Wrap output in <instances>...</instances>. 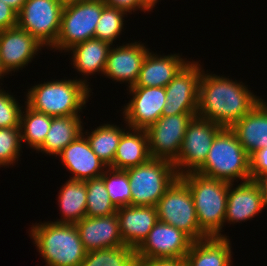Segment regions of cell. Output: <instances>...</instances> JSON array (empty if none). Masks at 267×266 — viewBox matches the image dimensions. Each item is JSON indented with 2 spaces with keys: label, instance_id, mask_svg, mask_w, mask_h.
I'll return each mask as SVG.
<instances>
[{
  "label": "cell",
  "instance_id": "37",
  "mask_svg": "<svg viewBox=\"0 0 267 266\" xmlns=\"http://www.w3.org/2000/svg\"><path fill=\"white\" fill-rule=\"evenodd\" d=\"M17 26V12L0 0V31Z\"/></svg>",
  "mask_w": 267,
  "mask_h": 266
},
{
  "label": "cell",
  "instance_id": "3",
  "mask_svg": "<svg viewBox=\"0 0 267 266\" xmlns=\"http://www.w3.org/2000/svg\"><path fill=\"white\" fill-rule=\"evenodd\" d=\"M92 89L77 79L44 81L28 89L25 103L53 117L81 115Z\"/></svg>",
  "mask_w": 267,
  "mask_h": 266
},
{
  "label": "cell",
  "instance_id": "19",
  "mask_svg": "<svg viewBox=\"0 0 267 266\" xmlns=\"http://www.w3.org/2000/svg\"><path fill=\"white\" fill-rule=\"evenodd\" d=\"M75 226L87 252L125 245L116 213L102 217L85 216Z\"/></svg>",
  "mask_w": 267,
  "mask_h": 266
},
{
  "label": "cell",
  "instance_id": "17",
  "mask_svg": "<svg viewBox=\"0 0 267 266\" xmlns=\"http://www.w3.org/2000/svg\"><path fill=\"white\" fill-rule=\"evenodd\" d=\"M229 184L224 224L251 220L267 208L262 188L257 181ZM266 207V208H265Z\"/></svg>",
  "mask_w": 267,
  "mask_h": 266
},
{
  "label": "cell",
  "instance_id": "9",
  "mask_svg": "<svg viewBox=\"0 0 267 266\" xmlns=\"http://www.w3.org/2000/svg\"><path fill=\"white\" fill-rule=\"evenodd\" d=\"M63 6L58 0H26L17 13V26L50 49L59 34Z\"/></svg>",
  "mask_w": 267,
  "mask_h": 266
},
{
  "label": "cell",
  "instance_id": "21",
  "mask_svg": "<svg viewBox=\"0 0 267 266\" xmlns=\"http://www.w3.org/2000/svg\"><path fill=\"white\" fill-rule=\"evenodd\" d=\"M180 54L158 55L149 52L145 56L138 79L131 87H166L189 62Z\"/></svg>",
  "mask_w": 267,
  "mask_h": 266
},
{
  "label": "cell",
  "instance_id": "36",
  "mask_svg": "<svg viewBox=\"0 0 267 266\" xmlns=\"http://www.w3.org/2000/svg\"><path fill=\"white\" fill-rule=\"evenodd\" d=\"M249 158L251 180L257 181L267 173V147L256 150Z\"/></svg>",
  "mask_w": 267,
  "mask_h": 266
},
{
  "label": "cell",
  "instance_id": "1",
  "mask_svg": "<svg viewBox=\"0 0 267 266\" xmlns=\"http://www.w3.org/2000/svg\"><path fill=\"white\" fill-rule=\"evenodd\" d=\"M242 81L232 80L224 75L205 72L199 81L197 116L223 127H231L259 102Z\"/></svg>",
  "mask_w": 267,
  "mask_h": 266
},
{
  "label": "cell",
  "instance_id": "16",
  "mask_svg": "<svg viewBox=\"0 0 267 266\" xmlns=\"http://www.w3.org/2000/svg\"><path fill=\"white\" fill-rule=\"evenodd\" d=\"M111 47L107 57V63L103 75L112 81L125 83L127 87L135 85L142 62L149 52V48L144 43L129 42L126 44Z\"/></svg>",
  "mask_w": 267,
  "mask_h": 266
},
{
  "label": "cell",
  "instance_id": "23",
  "mask_svg": "<svg viewBox=\"0 0 267 266\" xmlns=\"http://www.w3.org/2000/svg\"><path fill=\"white\" fill-rule=\"evenodd\" d=\"M112 46L100 39L91 38L68 50L69 53L72 51L71 65L79 72L78 74H82L80 81L86 86H91L87 78L89 75H94L96 72L98 74L104 73L107 57Z\"/></svg>",
  "mask_w": 267,
  "mask_h": 266
},
{
  "label": "cell",
  "instance_id": "14",
  "mask_svg": "<svg viewBox=\"0 0 267 266\" xmlns=\"http://www.w3.org/2000/svg\"><path fill=\"white\" fill-rule=\"evenodd\" d=\"M129 90V91H128ZM132 98L121 108L123 120L130 128L146 130L161 116L165 107L164 87H129Z\"/></svg>",
  "mask_w": 267,
  "mask_h": 266
},
{
  "label": "cell",
  "instance_id": "4",
  "mask_svg": "<svg viewBox=\"0 0 267 266\" xmlns=\"http://www.w3.org/2000/svg\"><path fill=\"white\" fill-rule=\"evenodd\" d=\"M188 185L199 227L209 236L226 237L225 226L229 182L191 172L180 176Z\"/></svg>",
  "mask_w": 267,
  "mask_h": 266
},
{
  "label": "cell",
  "instance_id": "11",
  "mask_svg": "<svg viewBox=\"0 0 267 266\" xmlns=\"http://www.w3.org/2000/svg\"><path fill=\"white\" fill-rule=\"evenodd\" d=\"M198 62L189 61L164 87L166 101L162 115L197 114L199 81L203 68Z\"/></svg>",
  "mask_w": 267,
  "mask_h": 266
},
{
  "label": "cell",
  "instance_id": "30",
  "mask_svg": "<svg viewBox=\"0 0 267 266\" xmlns=\"http://www.w3.org/2000/svg\"><path fill=\"white\" fill-rule=\"evenodd\" d=\"M79 266H138V263L135 249L123 245L89 251Z\"/></svg>",
  "mask_w": 267,
  "mask_h": 266
},
{
  "label": "cell",
  "instance_id": "12",
  "mask_svg": "<svg viewBox=\"0 0 267 266\" xmlns=\"http://www.w3.org/2000/svg\"><path fill=\"white\" fill-rule=\"evenodd\" d=\"M197 114L162 115L146 129L152 158L173 162L179 155L188 123Z\"/></svg>",
  "mask_w": 267,
  "mask_h": 266
},
{
  "label": "cell",
  "instance_id": "41",
  "mask_svg": "<svg viewBox=\"0 0 267 266\" xmlns=\"http://www.w3.org/2000/svg\"><path fill=\"white\" fill-rule=\"evenodd\" d=\"M12 7L17 13L21 10L26 0H1Z\"/></svg>",
  "mask_w": 267,
  "mask_h": 266
},
{
  "label": "cell",
  "instance_id": "18",
  "mask_svg": "<svg viewBox=\"0 0 267 266\" xmlns=\"http://www.w3.org/2000/svg\"><path fill=\"white\" fill-rule=\"evenodd\" d=\"M59 161L72 174L69 179L86 181L101 177L107 166L91 149L85 135L81 134L59 155Z\"/></svg>",
  "mask_w": 267,
  "mask_h": 266
},
{
  "label": "cell",
  "instance_id": "40",
  "mask_svg": "<svg viewBox=\"0 0 267 266\" xmlns=\"http://www.w3.org/2000/svg\"><path fill=\"white\" fill-rule=\"evenodd\" d=\"M158 2L159 0H140V11H152Z\"/></svg>",
  "mask_w": 267,
  "mask_h": 266
},
{
  "label": "cell",
  "instance_id": "6",
  "mask_svg": "<svg viewBox=\"0 0 267 266\" xmlns=\"http://www.w3.org/2000/svg\"><path fill=\"white\" fill-rule=\"evenodd\" d=\"M131 188L132 206H156L158 200L179 177L173 162L151 158L126 169Z\"/></svg>",
  "mask_w": 267,
  "mask_h": 266
},
{
  "label": "cell",
  "instance_id": "22",
  "mask_svg": "<svg viewBox=\"0 0 267 266\" xmlns=\"http://www.w3.org/2000/svg\"><path fill=\"white\" fill-rule=\"evenodd\" d=\"M262 99L248 114L230 128L250 156L256 150L267 147V102Z\"/></svg>",
  "mask_w": 267,
  "mask_h": 266
},
{
  "label": "cell",
  "instance_id": "7",
  "mask_svg": "<svg viewBox=\"0 0 267 266\" xmlns=\"http://www.w3.org/2000/svg\"><path fill=\"white\" fill-rule=\"evenodd\" d=\"M105 6L103 0L65 4L61 14L59 34L50 50L68 52L73 46L94 38L96 25Z\"/></svg>",
  "mask_w": 267,
  "mask_h": 266
},
{
  "label": "cell",
  "instance_id": "5",
  "mask_svg": "<svg viewBox=\"0 0 267 266\" xmlns=\"http://www.w3.org/2000/svg\"><path fill=\"white\" fill-rule=\"evenodd\" d=\"M249 159L234 131L223 127L216 134L204 164L196 172L229 183L246 182L251 180Z\"/></svg>",
  "mask_w": 267,
  "mask_h": 266
},
{
  "label": "cell",
  "instance_id": "39",
  "mask_svg": "<svg viewBox=\"0 0 267 266\" xmlns=\"http://www.w3.org/2000/svg\"><path fill=\"white\" fill-rule=\"evenodd\" d=\"M105 5L108 7H113L120 9L127 14L133 13L135 11H140V0H103Z\"/></svg>",
  "mask_w": 267,
  "mask_h": 266
},
{
  "label": "cell",
  "instance_id": "43",
  "mask_svg": "<svg viewBox=\"0 0 267 266\" xmlns=\"http://www.w3.org/2000/svg\"><path fill=\"white\" fill-rule=\"evenodd\" d=\"M6 75H9V74L3 68L2 64H1V59H0V79H1V81H2L3 77ZM0 84L2 85L3 83H0Z\"/></svg>",
  "mask_w": 267,
  "mask_h": 266
},
{
  "label": "cell",
  "instance_id": "24",
  "mask_svg": "<svg viewBox=\"0 0 267 266\" xmlns=\"http://www.w3.org/2000/svg\"><path fill=\"white\" fill-rule=\"evenodd\" d=\"M226 237L211 236L193 241L184 257L187 266H233L232 245Z\"/></svg>",
  "mask_w": 267,
  "mask_h": 266
},
{
  "label": "cell",
  "instance_id": "26",
  "mask_svg": "<svg viewBox=\"0 0 267 266\" xmlns=\"http://www.w3.org/2000/svg\"><path fill=\"white\" fill-rule=\"evenodd\" d=\"M81 115L53 117L43 145L36 151L58 157L83 132Z\"/></svg>",
  "mask_w": 267,
  "mask_h": 266
},
{
  "label": "cell",
  "instance_id": "13",
  "mask_svg": "<svg viewBox=\"0 0 267 266\" xmlns=\"http://www.w3.org/2000/svg\"><path fill=\"white\" fill-rule=\"evenodd\" d=\"M192 242L183 231L158 220L145 240L135 249L137 263L155 258L185 257Z\"/></svg>",
  "mask_w": 267,
  "mask_h": 266
},
{
  "label": "cell",
  "instance_id": "25",
  "mask_svg": "<svg viewBox=\"0 0 267 266\" xmlns=\"http://www.w3.org/2000/svg\"><path fill=\"white\" fill-rule=\"evenodd\" d=\"M146 130L133 129L122 134L111 168L126 170L151 159Z\"/></svg>",
  "mask_w": 267,
  "mask_h": 266
},
{
  "label": "cell",
  "instance_id": "10",
  "mask_svg": "<svg viewBox=\"0 0 267 266\" xmlns=\"http://www.w3.org/2000/svg\"><path fill=\"white\" fill-rule=\"evenodd\" d=\"M223 128L218 123L195 116L188 123L178 157L173 161L178 176L196 172L205 162L216 134Z\"/></svg>",
  "mask_w": 267,
  "mask_h": 266
},
{
  "label": "cell",
  "instance_id": "31",
  "mask_svg": "<svg viewBox=\"0 0 267 266\" xmlns=\"http://www.w3.org/2000/svg\"><path fill=\"white\" fill-rule=\"evenodd\" d=\"M86 189V217H102L117 212V208L110 200L102 177L86 180Z\"/></svg>",
  "mask_w": 267,
  "mask_h": 266
},
{
  "label": "cell",
  "instance_id": "8",
  "mask_svg": "<svg viewBox=\"0 0 267 266\" xmlns=\"http://www.w3.org/2000/svg\"><path fill=\"white\" fill-rule=\"evenodd\" d=\"M158 220L187 234L193 241L209 237L197 221L188 185L178 177L156 204Z\"/></svg>",
  "mask_w": 267,
  "mask_h": 266
},
{
  "label": "cell",
  "instance_id": "20",
  "mask_svg": "<svg viewBox=\"0 0 267 266\" xmlns=\"http://www.w3.org/2000/svg\"><path fill=\"white\" fill-rule=\"evenodd\" d=\"M123 243L136 249L158 222L156 206H123L117 209Z\"/></svg>",
  "mask_w": 267,
  "mask_h": 266
},
{
  "label": "cell",
  "instance_id": "15",
  "mask_svg": "<svg viewBox=\"0 0 267 266\" xmlns=\"http://www.w3.org/2000/svg\"><path fill=\"white\" fill-rule=\"evenodd\" d=\"M44 47L35 37L18 26L0 31V59L8 74L22 70Z\"/></svg>",
  "mask_w": 267,
  "mask_h": 266
},
{
  "label": "cell",
  "instance_id": "38",
  "mask_svg": "<svg viewBox=\"0 0 267 266\" xmlns=\"http://www.w3.org/2000/svg\"><path fill=\"white\" fill-rule=\"evenodd\" d=\"M138 266H187L184 257L142 260Z\"/></svg>",
  "mask_w": 267,
  "mask_h": 266
},
{
  "label": "cell",
  "instance_id": "35",
  "mask_svg": "<svg viewBox=\"0 0 267 266\" xmlns=\"http://www.w3.org/2000/svg\"><path fill=\"white\" fill-rule=\"evenodd\" d=\"M0 86V128L20 127V117L24 106Z\"/></svg>",
  "mask_w": 267,
  "mask_h": 266
},
{
  "label": "cell",
  "instance_id": "27",
  "mask_svg": "<svg viewBox=\"0 0 267 266\" xmlns=\"http://www.w3.org/2000/svg\"><path fill=\"white\" fill-rule=\"evenodd\" d=\"M57 196L61 218L55 223L76 224L86 216V181L68 179Z\"/></svg>",
  "mask_w": 267,
  "mask_h": 266
},
{
  "label": "cell",
  "instance_id": "2",
  "mask_svg": "<svg viewBox=\"0 0 267 266\" xmlns=\"http://www.w3.org/2000/svg\"><path fill=\"white\" fill-rule=\"evenodd\" d=\"M29 231L46 266H79L87 254L75 224L39 222Z\"/></svg>",
  "mask_w": 267,
  "mask_h": 266
},
{
  "label": "cell",
  "instance_id": "28",
  "mask_svg": "<svg viewBox=\"0 0 267 266\" xmlns=\"http://www.w3.org/2000/svg\"><path fill=\"white\" fill-rule=\"evenodd\" d=\"M125 124L123 126L104 123L97 128L91 129L92 132L86 130L83 135H86V139L98 158L105 163L107 167L113 165L116 149L119 145V141L122 134L128 130L129 126Z\"/></svg>",
  "mask_w": 267,
  "mask_h": 266
},
{
  "label": "cell",
  "instance_id": "32",
  "mask_svg": "<svg viewBox=\"0 0 267 266\" xmlns=\"http://www.w3.org/2000/svg\"><path fill=\"white\" fill-rule=\"evenodd\" d=\"M101 177L110 200L117 209L131 205V188L126 170L108 167Z\"/></svg>",
  "mask_w": 267,
  "mask_h": 266
},
{
  "label": "cell",
  "instance_id": "44",
  "mask_svg": "<svg viewBox=\"0 0 267 266\" xmlns=\"http://www.w3.org/2000/svg\"><path fill=\"white\" fill-rule=\"evenodd\" d=\"M60 1L63 5L73 3V2H81V1H88V0H58Z\"/></svg>",
  "mask_w": 267,
  "mask_h": 266
},
{
  "label": "cell",
  "instance_id": "33",
  "mask_svg": "<svg viewBox=\"0 0 267 266\" xmlns=\"http://www.w3.org/2000/svg\"><path fill=\"white\" fill-rule=\"evenodd\" d=\"M127 15L120 9L105 6L96 25L94 38L113 45V41L115 43L124 30Z\"/></svg>",
  "mask_w": 267,
  "mask_h": 266
},
{
  "label": "cell",
  "instance_id": "34",
  "mask_svg": "<svg viewBox=\"0 0 267 266\" xmlns=\"http://www.w3.org/2000/svg\"><path fill=\"white\" fill-rule=\"evenodd\" d=\"M21 147L20 127L0 128V168L18 163Z\"/></svg>",
  "mask_w": 267,
  "mask_h": 266
},
{
  "label": "cell",
  "instance_id": "42",
  "mask_svg": "<svg viewBox=\"0 0 267 266\" xmlns=\"http://www.w3.org/2000/svg\"><path fill=\"white\" fill-rule=\"evenodd\" d=\"M257 182L260 184V186L262 188V192H263V195L265 197V202H266V205H267V173L262 175L257 180Z\"/></svg>",
  "mask_w": 267,
  "mask_h": 266
},
{
  "label": "cell",
  "instance_id": "29",
  "mask_svg": "<svg viewBox=\"0 0 267 266\" xmlns=\"http://www.w3.org/2000/svg\"><path fill=\"white\" fill-rule=\"evenodd\" d=\"M20 117L21 142L38 150L44 143L53 116L33 110L25 103Z\"/></svg>",
  "mask_w": 267,
  "mask_h": 266
}]
</instances>
